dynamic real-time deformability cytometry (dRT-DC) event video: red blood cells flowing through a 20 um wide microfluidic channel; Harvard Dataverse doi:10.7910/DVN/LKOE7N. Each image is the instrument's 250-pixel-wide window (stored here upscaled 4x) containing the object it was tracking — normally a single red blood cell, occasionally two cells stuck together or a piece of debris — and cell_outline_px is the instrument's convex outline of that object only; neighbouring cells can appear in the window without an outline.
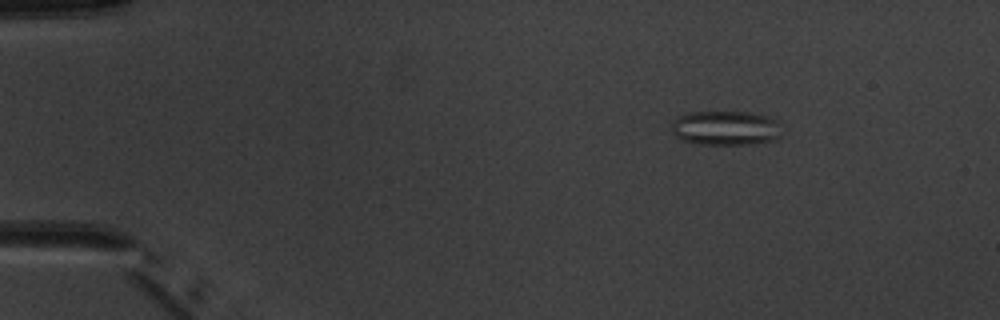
{"species": "common noctule bat (a hibernating species)", "species_latin": "Nyctalus noctula", "temperature_condition": "warm", "stored_images_in_passage": 3, "camera_frame_rate_fps": 3000, "um_per_image_px": 0.085, "animal": {"sex": "male", "body_mass_g": 20.1, "forearm_length_mm": 53.5}, "frame": {"image": 1, "passage_image": 1, "time_ms": 0.0, "image_size_px": [1000, 320], "cell_outline_px": [[780, 136], [776, 140], [752, 144], [700, 144], [684, 140], [676, 136], [672, 132], [672, 120], [676, 116], [688, 112], [744, 112], [768, 116], [776, 120]], "centroid_in_image_um": [61.64, 10.88], "position_along_channel_um": 23.4, "area_um2": 22.08}}